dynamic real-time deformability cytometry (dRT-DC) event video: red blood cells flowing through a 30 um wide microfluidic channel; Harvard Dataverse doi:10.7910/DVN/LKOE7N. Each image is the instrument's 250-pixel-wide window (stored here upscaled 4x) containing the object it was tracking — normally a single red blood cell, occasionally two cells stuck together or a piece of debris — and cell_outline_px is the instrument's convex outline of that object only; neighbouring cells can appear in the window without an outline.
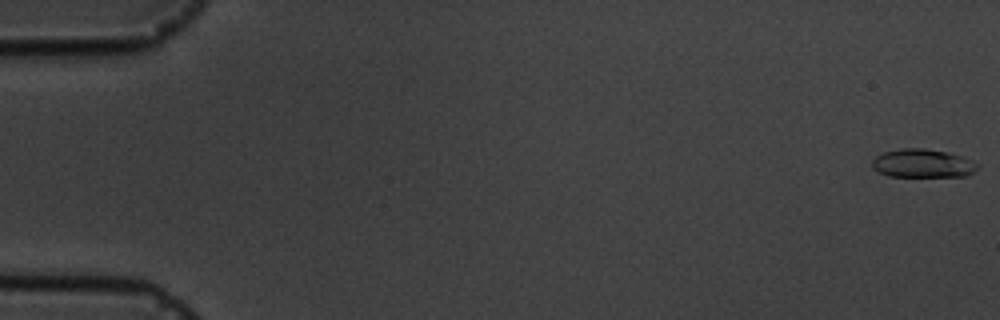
{"species": "common noctule bat (a hibernating species)", "species_latin": "Nyctalus noctula", "temperature_condition": "cold", "stored_images_in_passage": 8, "camera_frame_rate_fps": 3000, "um_per_image_px": 0.085, "animal": {"sex": "male", "body_mass_g": 19.5, "forearm_length_mm": 54.6}, "frame": {"image": 1, "passage_image": 1, "time_ms": 0.0, "image_size_px": [1000, 320], "cell_outline_px": [[980, 164], [968, 176], [888, 176], [872, 168], [872, 160], [876, 156], [884, 152], [900, 148], [924, 148], [948, 152], [964, 156]], "centroid_in_image_um": [78.44, 13.87], "position_along_channel_um": 6.6, "area_um2": 17.57}}
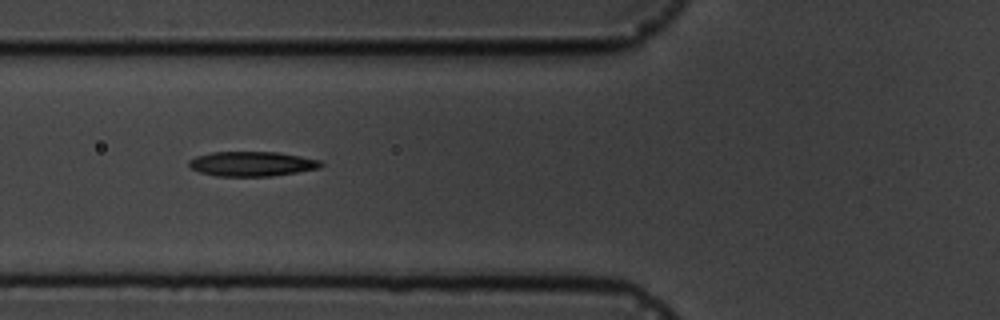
{"frame": {"image": 2, "passage_image": 7, "time_ms": 7.0, "image_size_px": [1000, 320], "cell_outline_px": [[324, 164], [320, 168], [272, 176], [216, 176], [200, 172], [192, 168], [188, 164], [188, 160], [196, 156], [212, 152], [276, 152], [300, 156], [320, 160]], "centroid_in_image_um": [21.41, 13.92], "position_along_channel_um": 104.4, "area_um2": 18.96}}
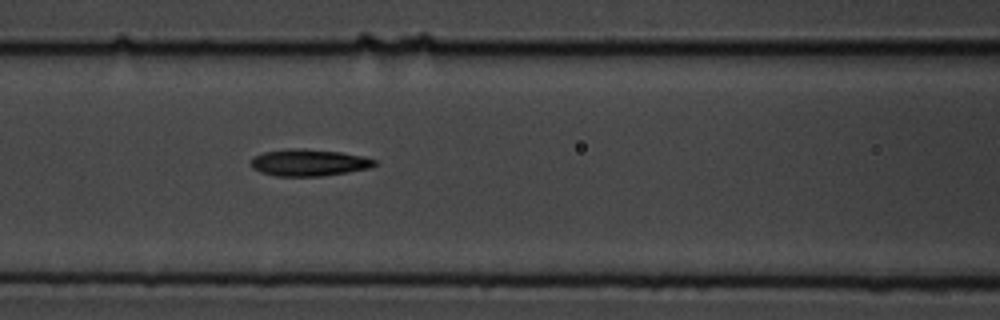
{"frame": {"image": 3, "passage_image": 8, "time_ms": 8.0, "image_size_px": [1000, 320], "cell_outline_px": [[376, 164], [368, 168], [348, 172], [324, 176], [276, 176], [260, 172], [252, 168], [252, 160], [256, 156], [264, 152], [288, 148], [300, 148], [340, 152], [364, 156], [376, 160]], "centroid_in_image_um": [26.26, 13.82], "position_along_channel_um": 140.3, "area_um2": 19.25}}